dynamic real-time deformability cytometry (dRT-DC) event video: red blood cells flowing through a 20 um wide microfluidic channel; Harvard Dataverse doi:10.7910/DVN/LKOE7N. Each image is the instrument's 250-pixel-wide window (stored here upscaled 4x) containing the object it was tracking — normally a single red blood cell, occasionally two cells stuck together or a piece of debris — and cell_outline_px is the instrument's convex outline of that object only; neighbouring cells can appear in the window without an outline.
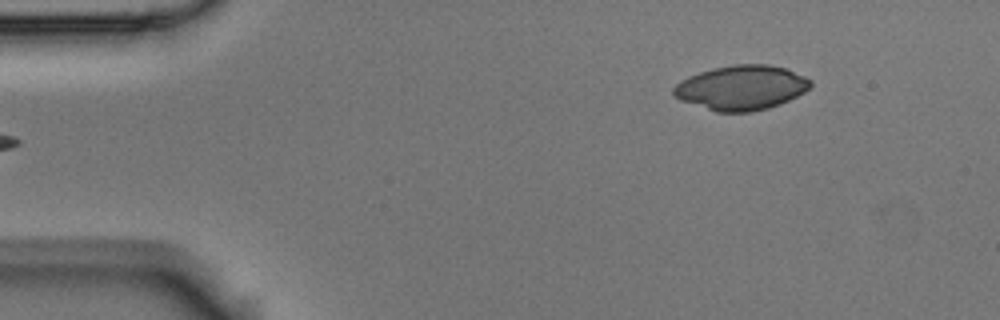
{"species": "Egyptian fruit bat (a non-hibernating species)", "species_latin": "Rousettus aegyptiacus", "temperature_condition": "room temperature", "stored_images_in_passage": 4, "segment_of_instrument_passage": [2, 2], "camera_frame_rate_fps": 3000, "um_per_image_px": 0.085, "animal": {"sex": "male"}, "frame": {"image": 1, "passage_image": 4, "time_ms": 1.0, "image_size_px": [1000, 320], "cell_outline_px": [[812, 84], [804, 92], [780, 104], [768, 108], [748, 112], [716, 112], [680, 100], [672, 92], [672, 88], [680, 80], [688, 76], [712, 68], [732, 64], [768, 64], [788, 68], [812, 80]], "centroid_in_image_um": [63.01, 7.44], "position_along_channel_um": 22.0, "area_um2": 35.78}}